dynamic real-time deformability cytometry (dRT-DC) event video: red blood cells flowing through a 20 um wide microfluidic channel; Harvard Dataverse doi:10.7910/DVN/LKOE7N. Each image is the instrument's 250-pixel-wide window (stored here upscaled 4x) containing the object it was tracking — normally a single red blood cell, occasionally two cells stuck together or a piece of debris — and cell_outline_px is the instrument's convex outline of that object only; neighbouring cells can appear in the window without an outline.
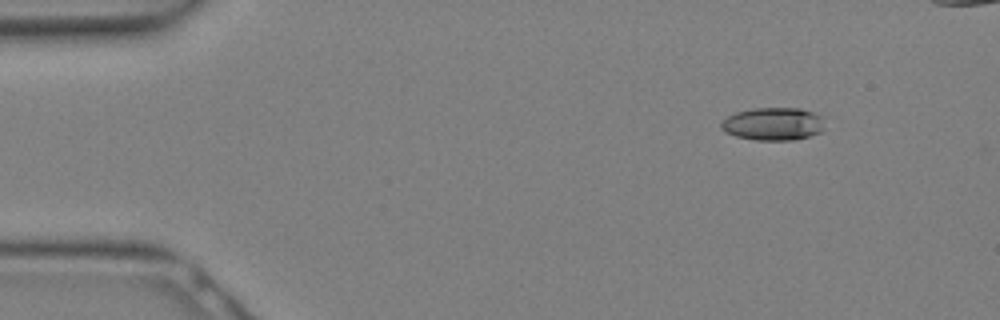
{"species": "Egyptian fruit bat (a non-hibernating species)", "species_latin": "Rousettus aegyptiacus", "temperature_condition": "warm", "stored_images_in_passage": 14, "camera_frame_rate_fps": 3000, "um_per_image_px": 0.085, "animal": {"sex": "female"}, "frame": {"image": 1, "passage_image": 3, "time_ms": 0.667, "image_size_px": [1000, 320], "cell_outline_px": [[824, 128], [820, 132], [796, 140], [756, 140], [736, 136], [724, 132], [720, 128], [720, 124], [728, 116], [736, 112], [752, 108], [800, 108], [824, 116]], "centroid_in_image_um": [65.74, 10.53], "position_along_channel_um": 19.3, "area_um2": 20.0}}
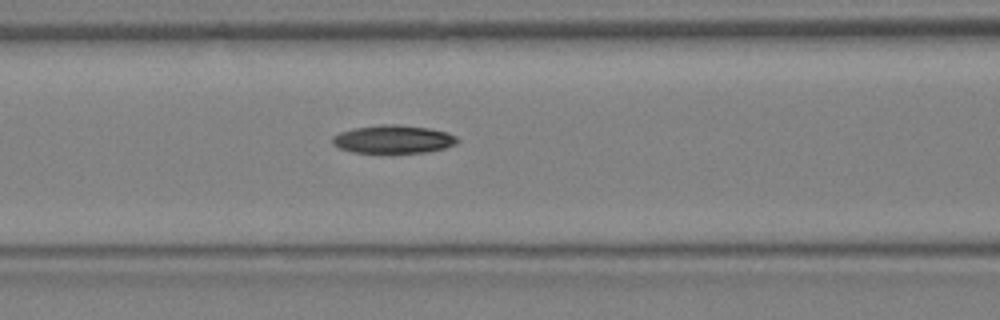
{"frame": {"image": 2, "passage_image": 12, "time_ms": 3.667, "image_size_px": [1000, 320], "cell_outline_px": [[460, 140], [456, 144], [444, 148], [428, 152], [352, 152], [340, 148], [332, 144], [332, 136], [340, 132], [352, 128], [384, 124], [396, 124], [428, 128], [448, 132], [456, 136]], "centroid_in_image_um": [33.43, 11.82], "position_along_channel_um": 133.2, "area_um2": 20.46}}
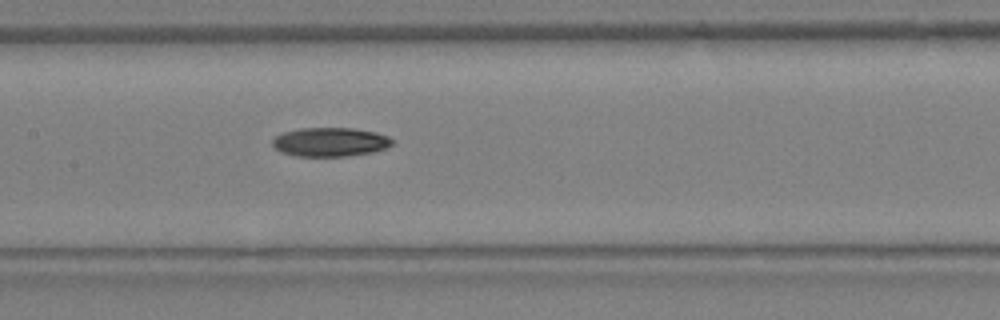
{"frame": {"image": 3, "passage_image": 14, "time_ms": 4.333, "image_size_px": [1000, 320], "cell_outline_px": [[396, 140], [392, 144], [384, 148], [372, 152], [344, 156], [296, 156], [280, 152], [272, 144], [272, 140], [276, 136], [284, 132], [300, 128], [352, 128], [376, 132], [388, 136]], "centroid_in_image_um": [28.07, 12.06], "position_along_channel_um": 179.3, "area_um2": 20.17}}